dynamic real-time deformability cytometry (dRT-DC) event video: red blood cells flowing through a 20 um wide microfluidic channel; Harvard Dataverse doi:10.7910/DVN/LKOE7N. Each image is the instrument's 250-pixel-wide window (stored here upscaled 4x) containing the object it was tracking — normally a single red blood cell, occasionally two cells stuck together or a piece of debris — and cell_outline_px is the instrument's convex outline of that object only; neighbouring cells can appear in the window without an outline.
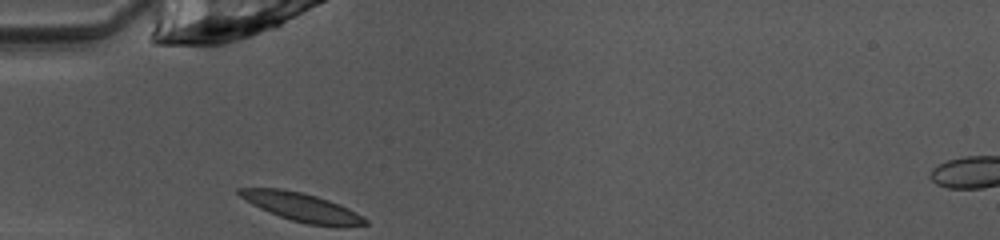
{"species": "common noctule bat (a hibernating species)", "species_latin": "Nyctalus noctula", "temperature_condition": "warm", "stored_images_in_passage": 28, "camera_frame_rate_fps": 3000, "um_per_image_px": 0.085, "animal": {"sex": "female", "body_mass_g": 10.0, "forearm_length_mm": 53.1}, "frame": {"image": 1, "passage_image": 1, "time_ms": 0.0, "image_size_px": [1000, 240], "cell_outline_px": [[368, 224], [308, 224], [292, 220], [268, 212], [252, 204], [240, 196], [236, 192], [236, 188], [280, 188], [300, 192], [316, 196], [328, 200], [348, 208], [356, 212], [368, 220]], "centroid_in_image_um": [25.55, 17.56], "position_along_channel_um": 59.5, "area_um2": 20.06}}
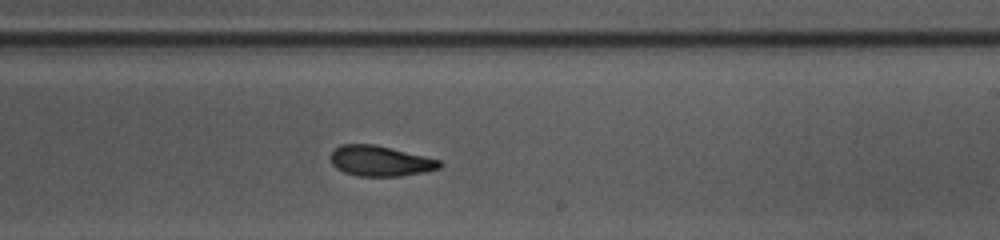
{"frame": {"image": 2, "passage_image": 16, "time_ms": 5.0, "image_size_px": [1000, 240], "cell_outline_px": [[444, 164], [440, 168], [424, 172], [400, 176], [356, 176], [344, 172], [336, 168], [332, 164], [332, 148], [340, 144], [372, 144], [424, 156], [440, 160]], "centroid_in_image_um": [32.3, 13.69], "position_along_channel_um": 256.7, "area_um2": 19.25}}
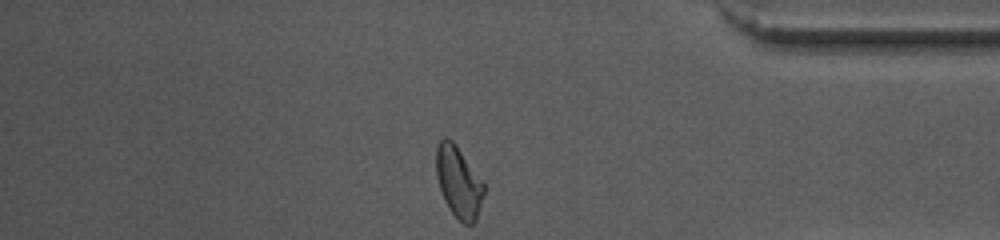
{"frame": {"image": 3, "passage_image": 28, "time_ms": 9.0, "image_size_px": [1000, 240], "cell_outline_px": [[484, 192], [476, 220], [472, 224], [464, 224], [448, 208], [444, 200], [436, 176], [436, 148], [440, 140], [444, 136], [452, 140], [456, 144], [484, 184]], "centroid_in_image_um": [38.96, 15.45], "position_along_channel_um": 396.2, "area_um2": 19.59}, "authors_computed_cell_mechanics": {"area_um2": 19.7676, "velocity_mm_per_s": 4.0208, "shape_relaxation_time_tau1_ms": 3.506, "shape_relaxation_time_tau2_ms": 2.2269, "deformation_change_tau1": 0.1446, "deformation_change_tau2": 0.0935}}